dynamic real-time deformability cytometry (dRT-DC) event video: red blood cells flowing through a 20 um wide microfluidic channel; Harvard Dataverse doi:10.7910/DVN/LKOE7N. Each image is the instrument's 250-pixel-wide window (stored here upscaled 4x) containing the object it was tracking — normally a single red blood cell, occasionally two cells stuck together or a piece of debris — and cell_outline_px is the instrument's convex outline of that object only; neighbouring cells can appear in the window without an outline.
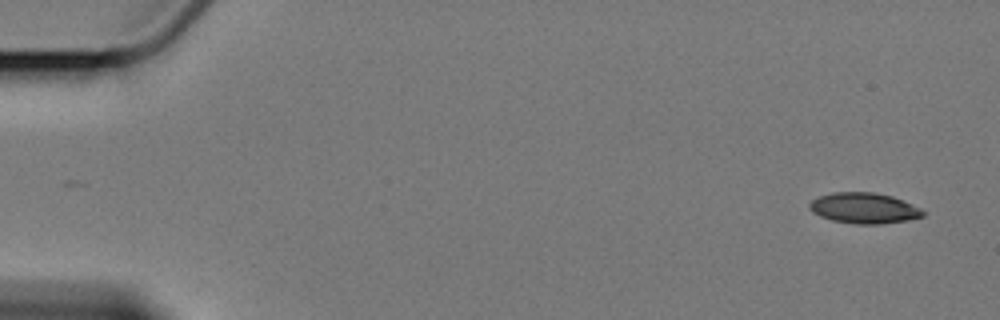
{"species": "Egyptian fruit bat (a non-hibernating species)", "species_latin": "Rousettus aegyptiacus", "temperature_condition": "cold", "stored_images_in_passage": 7, "camera_frame_rate_fps": 3000, "um_per_image_px": 0.085, "animal": {"sex": "female"}, "frame": {"image": 1, "passage_image": 1, "time_ms": 0.0, "image_size_px": [1000, 320], "cell_outline_px": [[924, 216], [908, 220], [880, 224], [856, 224], [832, 220], [820, 216], [812, 212], [808, 208], [808, 204], [812, 200], [820, 196], [832, 192], [872, 192], [892, 196], [912, 204], [920, 208], [924, 212]], "centroid_in_image_um": [73.42, 17.69], "position_along_channel_um": 11.6, "area_um2": 20.29}}
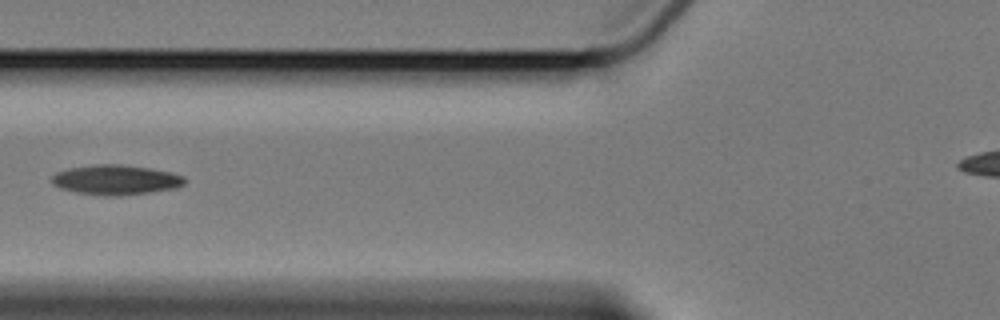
{"frame": {"image": 2, "passage_image": 7, "time_ms": 7.0, "image_size_px": [1000, 320], "cell_outline_px": [[184, 184], [176, 188], [148, 192], [116, 196], [104, 196], [76, 192], [60, 188], [52, 184], [52, 176], [56, 172], [68, 168], [92, 164], [120, 164], [148, 168], [168, 172], [184, 176]], "centroid_in_image_um": [9.79, 15.28], "position_along_channel_um": 116.0, "area_um2": 23.0}}